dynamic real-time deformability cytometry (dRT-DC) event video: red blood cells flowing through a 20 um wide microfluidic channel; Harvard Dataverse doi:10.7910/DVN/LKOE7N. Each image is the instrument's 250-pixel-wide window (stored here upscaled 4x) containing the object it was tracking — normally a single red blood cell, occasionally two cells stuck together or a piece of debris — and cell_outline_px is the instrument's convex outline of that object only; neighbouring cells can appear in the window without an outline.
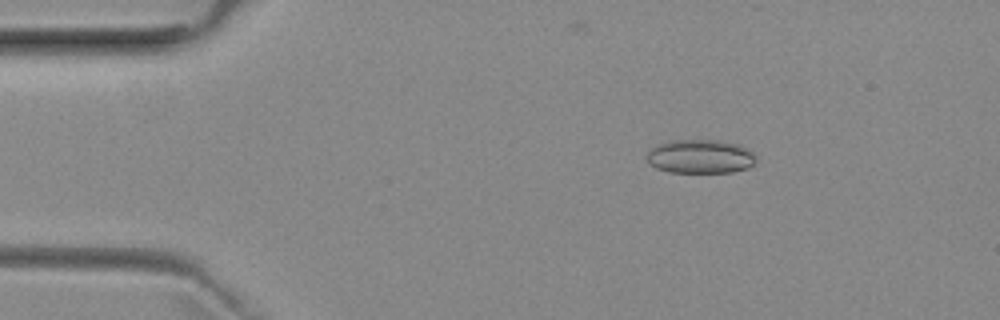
{"species": "common noctule bat (a hibernating species)", "species_latin": "Nyctalus noctula", "temperature_condition": "room temperature", "stored_images_in_passage": 52, "camera_frame_rate_fps": 3000, "um_per_image_px": 0.085, "animal": {"sex": "female", "body_mass_g": 29.2, "forearm_length_mm": 56.3}, "frame": {"image": 1, "passage_image": 8, "time_ms": 2.333, "image_size_px": [1000, 320], "cell_outline_px": [[756, 160], [748, 168], [732, 172], [668, 172], [656, 168], [648, 164], [648, 152], [652, 148], [668, 140], [720, 140], [736, 144], [748, 148], [756, 156]], "centroid_in_image_um": [59.53, 13.3], "position_along_channel_um": 25.5, "area_um2": 21.56}}
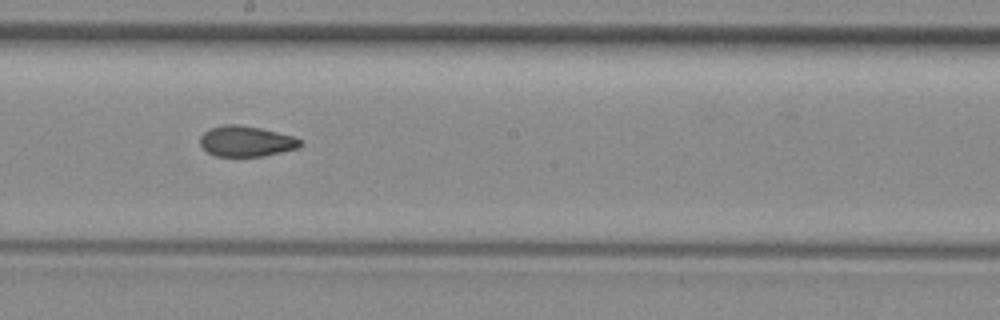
{"frame": {"image": 2, "passage_image": 28, "time_ms": 9.0, "image_size_px": [1000, 320], "cell_outline_px": [[304, 144], [300, 148], [264, 156], [216, 156], [208, 152], [200, 144], [200, 136], [204, 132], [212, 128], [224, 124], [240, 124], [260, 128], [292, 136], [300, 140]], "centroid_in_image_um": [20.94, 12.01], "position_along_channel_um": 227.3, "area_um2": 17.86}}
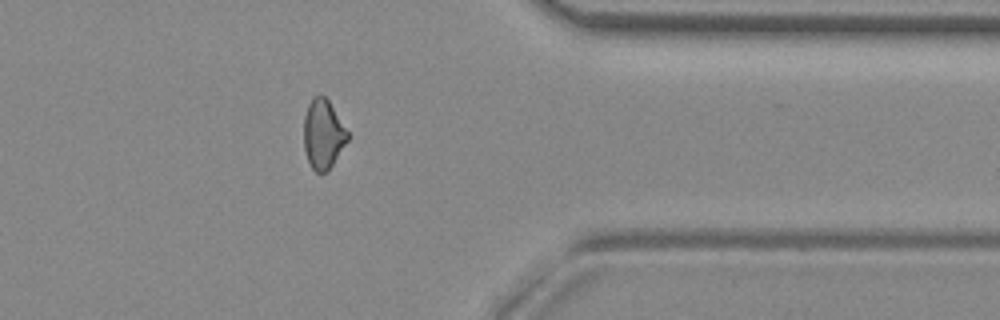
{"frame": {"image": 3, "passage_image": 41, "time_ms": 13.333, "image_size_px": [1000, 320], "cell_outline_px": [[348, 140], [332, 164], [324, 172], [316, 172], [312, 168], [308, 160], [304, 148], [304, 116], [308, 104], [316, 96], [324, 96], [328, 100], [348, 132]], "centroid_in_image_um": [27.45, 11.4], "position_along_channel_um": 383.9, "area_um2": 17.22}, "authors_computed_cell_mechanics": {"area_um2": 18.4382, "velocity_mm_per_s": 3.9764, "shape_relaxation_time_tau1_ms": null, "shape_relaxation_time_tau2_ms": 1.6441, "deformation_change_tau1": null, "deformation_change_tau2": 0.0643}}